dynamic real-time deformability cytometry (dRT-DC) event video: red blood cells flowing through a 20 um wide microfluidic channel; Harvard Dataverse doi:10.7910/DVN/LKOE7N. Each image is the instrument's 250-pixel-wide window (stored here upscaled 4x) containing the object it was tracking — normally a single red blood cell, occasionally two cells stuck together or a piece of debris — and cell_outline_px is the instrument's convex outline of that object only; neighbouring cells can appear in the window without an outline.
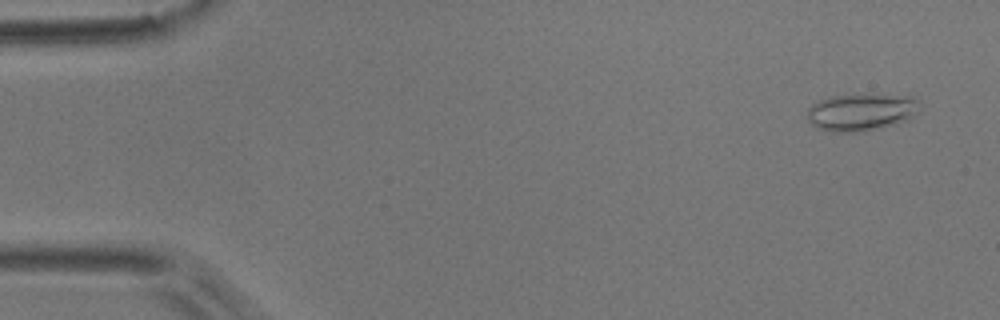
{"species": "common noctule bat (a hibernating species)", "species_latin": "Nyctalus noctula", "temperature_condition": "room temperature", "stored_images_in_passage": 53, "camera_frame_rate_fps": 3000, "um_per_image_px": 0.085, "animal": {"sex": "male", "body_mass_g": 17.9}, "frame": {"image": 1, "passage_image": 3, "time_ms": 0.667, "image_size_px": [1000, 320], "cell_outline_px": [[916, 112], [912, 116], [896, 124], [880, 128], [860, 132], [836, 132], [816, 128], [808, 120], [808, 108], [812, 104], [820, 100], [832, 96], [864, 92], [872, 92], [912, 96], [916, 100]], "centroid_in_image_um": [73.17, 9.49], "position_along_channel_um": 11.8, "area_um2": 24.85}}
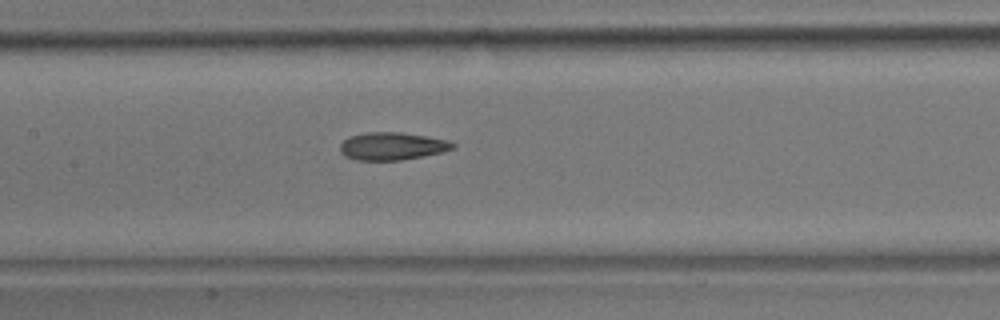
{"frame": {"image": 2, "passage_image": 25, "time_ms": 8.0, "image_size_px": [1000, 320], "cell_outline_px": [[456, 148], [444, 152], [424, 156], [400, 160], [356, 160], [344, 156], [340, 152], [340, 144], [348, 136], [368, 132], [400, 132], [424, 136], [444, 140], [456, 144]], "centroid_in_image_um": [33.31, 12.43], "position_along_channel_um": 174.1, "area_um2": 18.21}}
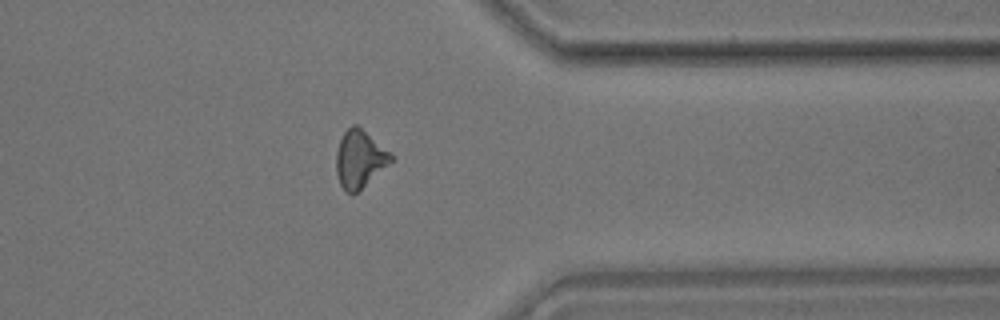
{"frame": {"image": 3, "passage_image": 42, "time_ms": 13.667, "image_size_px": [1000, 320], "cell_outline_px": [[392, 160], [356, 192], [348, 192], [340, 184], [336, 172], [336, 152], [340, 140], [344, 132], [352, 124], [356, 124], [388, 152], [392, 156]], "centroid_in_image_um": [30.51, 13.49], "position_along_channel_um": 380.9, "area_um2": 17.4}, "authors_computed_cell_mechanics": {"area_um2": 18.3226, "velocity_mm_per_s": 3.8016, "shape_relaxation_time_tau1_ms": null, "shape_relaxation_time_tau2_ms": 3.7218, "deformation_change_tau1": null, "deformation_change_tau2": 0.1234}}